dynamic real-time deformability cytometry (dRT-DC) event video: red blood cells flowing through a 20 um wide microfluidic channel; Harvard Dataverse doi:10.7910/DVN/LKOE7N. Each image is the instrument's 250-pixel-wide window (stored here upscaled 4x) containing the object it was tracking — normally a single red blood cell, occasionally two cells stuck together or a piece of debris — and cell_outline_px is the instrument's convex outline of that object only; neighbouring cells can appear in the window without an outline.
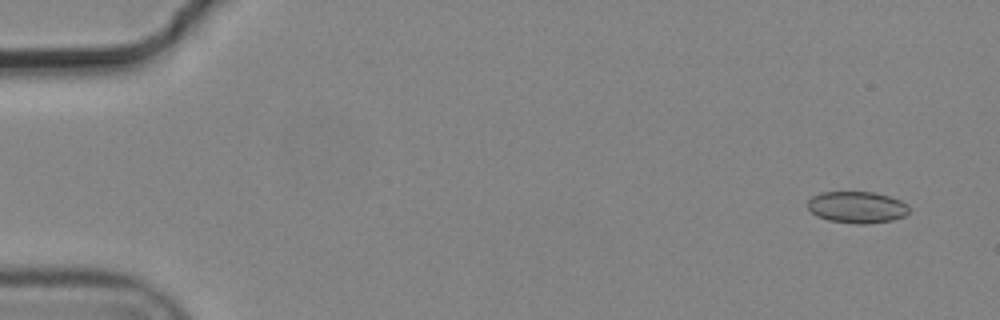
{"species": "common noctule bat (a hibernating species)", "species_latin": "Nyctalus noctula", "temperature_condition": "cold", "stored_images_in_passage": 6, "camera_frame_rate_fps": 3000, "um_per_image_px": 0.085, "animal": {"sex": "male", "body_mass_g": 19.2, "forearm_length_mm": 51.8}, "frame": {"image": 1, "passage_image": 1, "time_ms": 0.0, "image_size_px": [1000, 320], "cell_outline_px": [[908, 212], [904, 216], [892, 220], [864, 224], [856, 224], [828, 220], [816, 216], [808, 208], [808, 200], [812, 196], [820, 192], [876, 192], [900, 200], [908, 204]], "centroid_in_image_um": [72.83, 17.61], "position_along_channel_um": 12.2, "area_um2": 18.73}}